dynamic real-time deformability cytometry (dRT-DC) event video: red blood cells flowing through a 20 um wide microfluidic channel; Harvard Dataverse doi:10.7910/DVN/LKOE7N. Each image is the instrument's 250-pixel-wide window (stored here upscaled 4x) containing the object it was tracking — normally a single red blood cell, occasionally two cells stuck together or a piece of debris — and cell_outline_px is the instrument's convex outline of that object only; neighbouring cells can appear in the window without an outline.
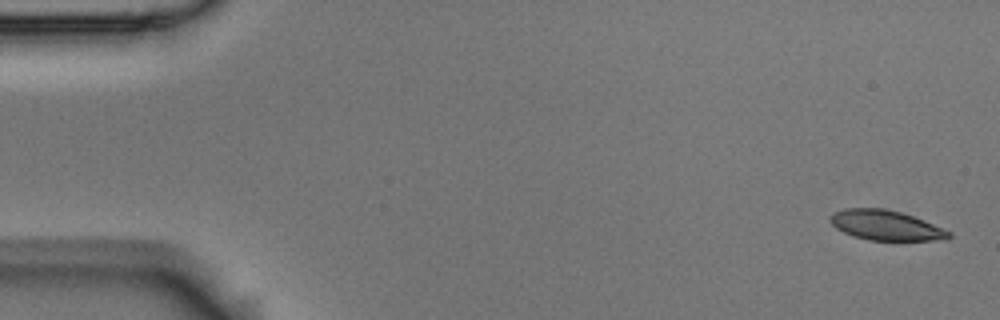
{"species": "Egyptian fruit bat (a non-hibernating species)", "species_latin": "Rousettus aegyptiacus", "temperature_condition": "room temperature", "stored_images_in_passage": 5, "camera_frame_rate_fps": 3000, "um_per_image_px": 0.085, "animal": {"sex": "male"}, "frame": {"image": 1, "passage_image": 1, "time_ms": 0.0, "image_size_px": [1000, 320], "cell_outline_px": [[952, 236], [944, 240], [868, 240], [852, 236], [836, 228], [828, 220], [828, 216], [832, 212], [844, 208], [884, 208], [900, 212], [924, 220], [952, 232]], "centroid_in_image_um": [75.26, 19.14], "position_along_channel_um": 9.7, "area_um2": 20.87}}
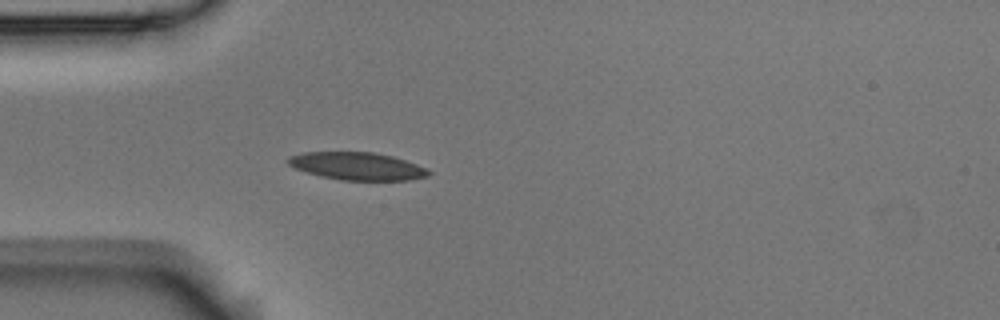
{"frame": {"image": 2, "passage_image": 5, "time_ms": 1.333, "image_size_px": [1000, 320], "cell_outline_px": [[432, 172], [428, 176], [412, 180], [340, 180], [320, 176], [296, 168], [288, 164], [284, 160], [288, 156], [304, 152], [372, 152], [392, 156], [416, 164]], "centroid_in_image_um": [30.33, 14.12], "position_along_channel_um": 54.7, "area_um2": 22.6}}